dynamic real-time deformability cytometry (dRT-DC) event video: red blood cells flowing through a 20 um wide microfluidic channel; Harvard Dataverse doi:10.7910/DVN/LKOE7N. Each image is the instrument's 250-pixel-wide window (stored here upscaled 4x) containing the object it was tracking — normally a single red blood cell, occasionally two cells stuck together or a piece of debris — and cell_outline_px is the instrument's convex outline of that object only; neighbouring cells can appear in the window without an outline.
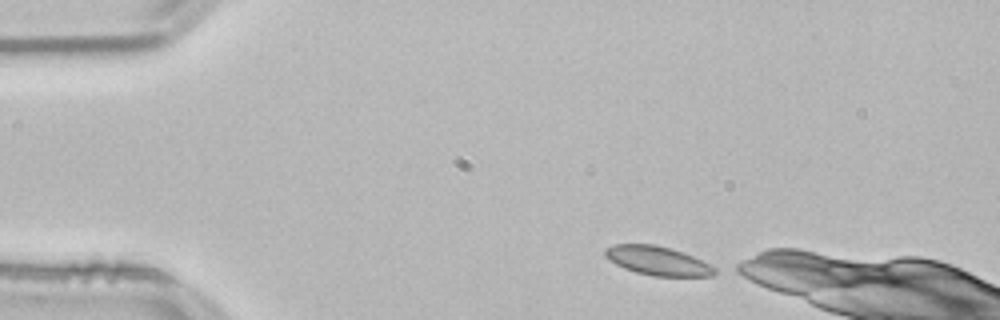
{"species": "common noctule bat (a hibernating species)", "species_latin": "Nyctalus noctula", "temperature_condition": "room temperature", "stored_images_in_passage": 46, "camera_frame_rate_fps": 3000, "um_per_image_px": 0.085, "animal": {"sex": "male", "body_mass_g": 21.5, "forearm_length_mm": 52.0}, "frame": {"image": 1, "passage_image": 1, "time_ms": 0.0, "image_size_px": [1000, 320], "cell_outline_px": [[720, 272], [712, 276], [652, 276], [636, 272], [624, 268], [608, 260], [604, 256], [604, 248], [612, 244], [656, 244], [692, 256], [716, 268]], "centroid_in_image_um": [55.86, 22.17], "position_along_channel_um": 29.1, "area_um2": 18.5}}
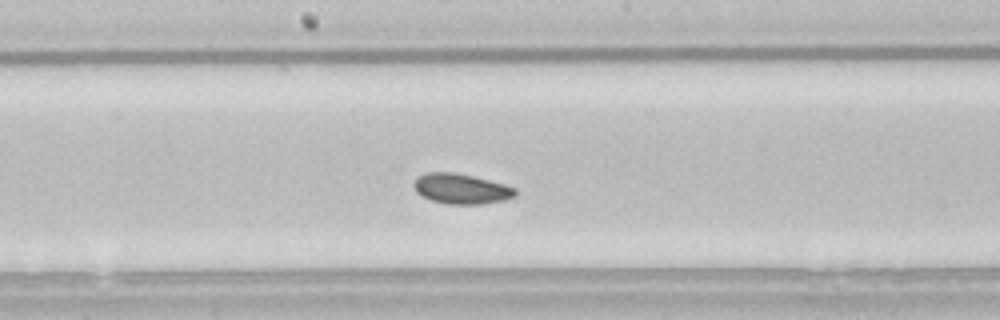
{"frame": {"image": 2, "passage_image": 20, "time_ms": 6.333, "image_size_px": [1000, 320], "cell_outline_px": [[516, 196], [504, 200], [480, 204], [448, 204], [432, 200], [416, 192], [412, 184], [424, 172], [456, 172], [504, 184], [516, 188]], "centroid_in_image_um": [39.21, 16.04], "position_along_channel_um": 209.0, "area_um2": 17.74}}
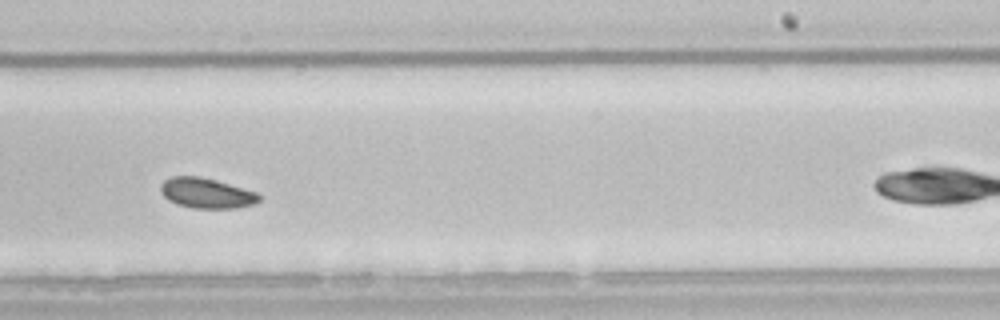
{"frame": {"image": 3, "passage_image": 25, "time_ms": 8.0, "image_size_px": [1000, 320], "cell_outline_px": [[264, 196], [256, 204], [236, 208], [192, 208], [176, 204], [168, 200], [160, 192], [160, 184], [164, 180], [172, 176], [200, 176], [216, 180], [256, 192]], "centroid_in_image_um": [17.56, 16.42], "position_along_channel_um": 271.4, "area_um2": 17.57}, "authors_computed_cell_mechanics": {"area_um2": 17.8891, "velocity_mm_per_s": 3.7656, "shape_relaxation_time_tau1_ms": 6.0337, "shape_relaxation_time_tau2_ms": null, "deformation_change_tau1": 0.0656, "deformation_change_tau2": null}}